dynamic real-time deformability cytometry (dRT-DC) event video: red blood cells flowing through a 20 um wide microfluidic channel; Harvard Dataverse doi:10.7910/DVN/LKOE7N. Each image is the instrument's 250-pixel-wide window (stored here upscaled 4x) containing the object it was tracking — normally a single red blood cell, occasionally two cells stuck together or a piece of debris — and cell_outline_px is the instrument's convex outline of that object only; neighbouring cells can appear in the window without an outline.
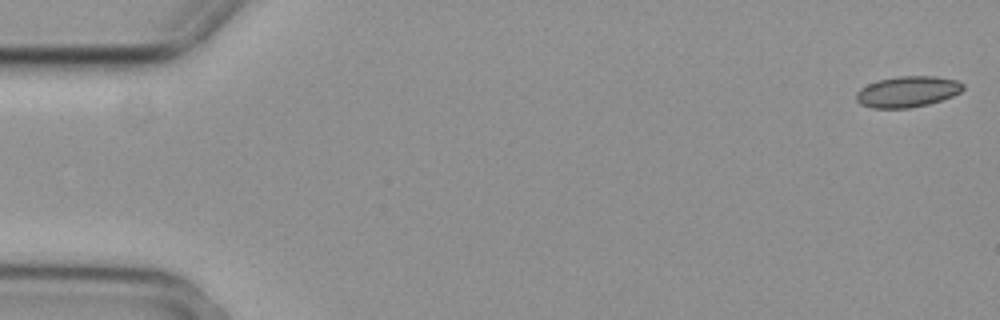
{"species": "common noctule bat (a hibernating species)", "species_latin": "Nyctalus noctula", "temperature_condition": "cold", "stored_images_in_passage": 6, "camera_frame_rate_fps": 3000, "um_per_image_px": 0.085, "animal": {"sex": "female", "body_mass_g": 29.2, "forearm_length_mm": 56.3}, "frame": {"image": 1, "passage_image": 1, "time_ms": 0.0, "image_size_px": [1000, 320], "cell_outline_px": [[964, 88], [960, 92], [952, 96], [928, 104], [908, 108], [872, 108], [860, 104], [856, 100], [856, 92], [860, 88], [876, 80], [900, 76], [936, 76], [956, 80], [964, 84]], "centroid_in_image_um": [77.11, 7.79], "position_along_channel_um": 7.9, "area_um2": 19.31}}
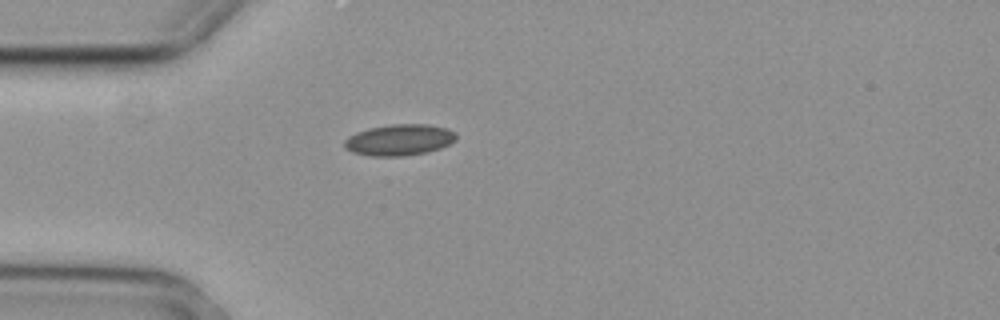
{"frame": {"image": 2, "passage_image": 5, "time_ms": 1.333, "image_size_px": [1000, 320], "cell_outline_px": [[456, 140], [440, 148], [424, 152], [404, 156], [372, 156], [352, 152], [344, 148], [344, 140], [348, 136], [356, 132], [368, 128], [392, 124], [428, 124], [448, 128], [456, 132]], "centroid_in_image_um": [33.93, 11.88], "position_along_channel_um": 51.1, "area_um2": 20.4}}